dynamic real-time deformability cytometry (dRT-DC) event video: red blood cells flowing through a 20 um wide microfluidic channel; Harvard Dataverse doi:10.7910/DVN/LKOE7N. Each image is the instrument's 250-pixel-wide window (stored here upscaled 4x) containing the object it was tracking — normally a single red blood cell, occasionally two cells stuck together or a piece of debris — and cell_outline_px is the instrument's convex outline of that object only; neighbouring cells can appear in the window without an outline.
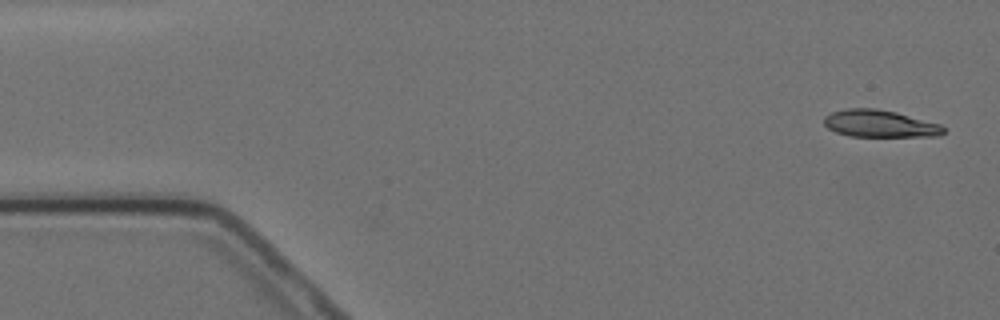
{"species": "Egyptian fruit bat (a non-hibernating species)", "species_latin": "Rousettus aegyptiacus", "temperature_condition": "cold", "stored_images_in_passage": 6, "camera_frame_rate_fps": 3000, "um_per_image_px": 0.085, "animal": {"sex": "female"}, "frame": {"image": 1, "passage_image": 1, "time_ms": 0.0, "image_size_px": [1000, 320], "cell_outline_px": [[944, 132], [940, 136], [848, 136], [836, 132], [828, 128], [824, 124], [824, 116], [832, 112], [848, 108], [876, 108], [896, 112], [940, 124], [944, 128]], "centroid_in_image_um": [74.76, 10.51], "position_along_channel_um": 10.2, "area_um2": 18.84}}
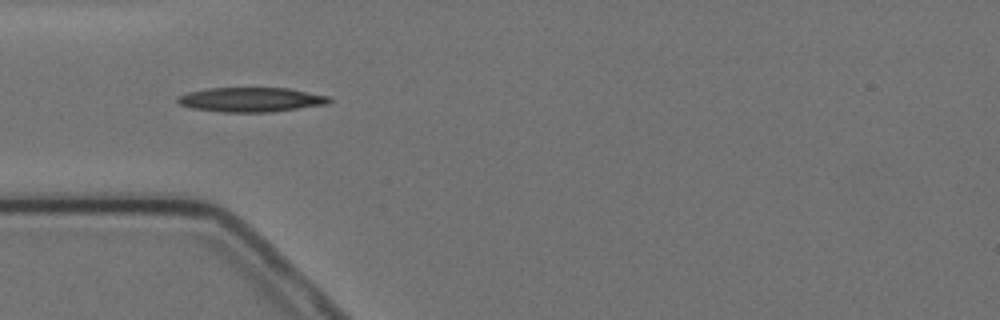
{"frame": {"image": 2, "passage_image": 5, "time_ms": 4.667, "image_size_px": [1000, 320], "cell_outline_px": [[332, 100], [328, 104], [272, 112], [220, 112], [192, 108], [180, 104], [176, 100], [176, 96], [188, 92], [208, 88], [288, 88], [332, 96]], "centroid_in_image_um": [21.36, 8.47], "position_along_channel_um": 63.6, "area_um2": 21.85}}
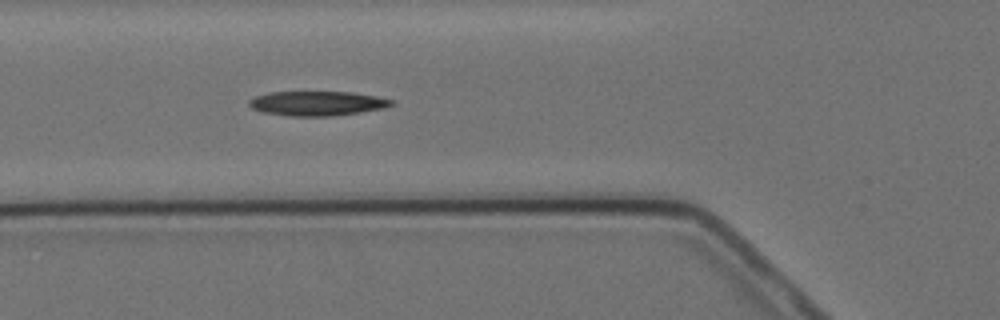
{"frame": {"image": 3, "passage_image": 6, "time_ms": 5.667, "image_size_px": [1000, 320], "cell_outline_px": [[396, 104], [384, 108], [360, 112], [332, 116], [288, 116], [264, 112], [252, 108], [248, 104], [248, 100], [256, 96], [268, 92], [352, 92], [376, 96], [392, 100]], "centroid_in_image_um": [26.96, 8.79], "position_along_channel_um": 98.8, "area_um2": 20.35}}